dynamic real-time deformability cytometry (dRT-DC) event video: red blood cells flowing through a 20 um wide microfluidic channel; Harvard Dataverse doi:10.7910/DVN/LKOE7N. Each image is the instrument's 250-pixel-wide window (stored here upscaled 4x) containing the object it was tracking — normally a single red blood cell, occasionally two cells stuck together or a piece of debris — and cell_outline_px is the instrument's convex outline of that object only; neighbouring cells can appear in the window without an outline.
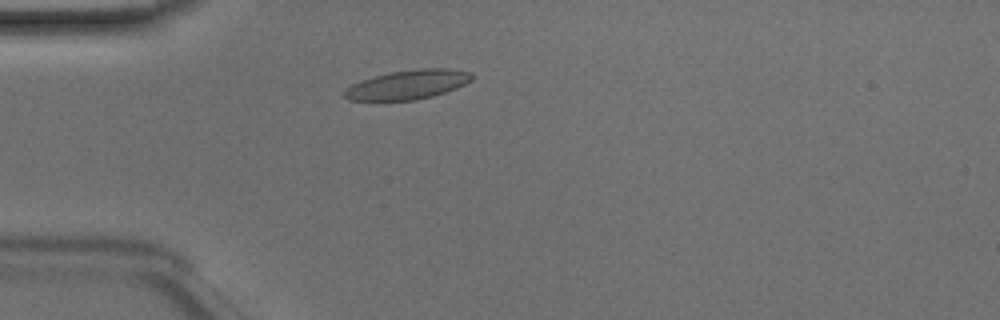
{"species": "Egyptian fruit bat (a non-hibernating species)", "species_latin": "Rousettus aegyptiacus", "temperature_condition": "room temperature", "stored_images_in_passage": 44, "camera_frame_rate_fps": 3000, "um_per_image_px": 0.085, "animal": {"sex": "male"}, "frame": {"image": 1, "passage_image": 9, "time_ms": 2.667, "image_size_px": [1000, 320], "cell_outline_px": [[476, 76], [472, 80], [456, 88], [432, 96], [416, 100], [348, 100], [344, 96], [344, 88], [360, 80], [392, 72], [420, 68], [448, 68], [468, 72]], "centroid_in_image_um": [34.66, 7.19], "position_along_channel_um": 50.3, "area_um2": 21.62}}
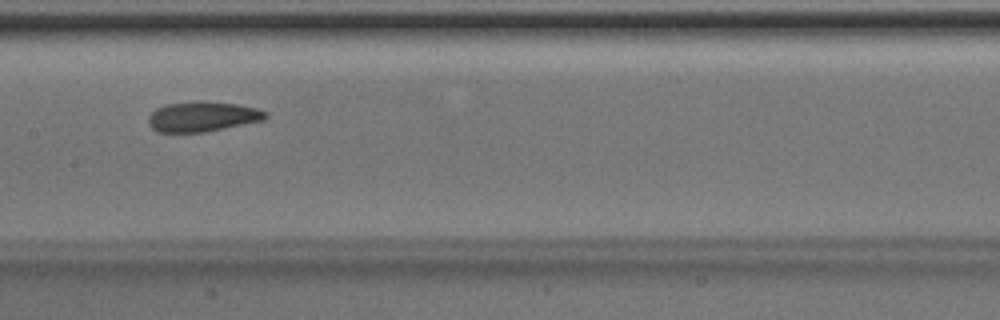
{"frame": {"image": 2, "passage_image": 20, "time_ms": 6.333, "image_size_px": [1000, 320], "cell_outline_px": [[268, 116], [264, 120], [204, 132], [156, 132], [148, 124], [148, 116], [156, 108], [168, 104], [196, 100], [204, 100], [236, 104], [256, 108], [268, 112]], "centroid_in_image_um": [17.2, 9.9], "position_along_channel_um": 190.2, "area_um2": 20.69}}
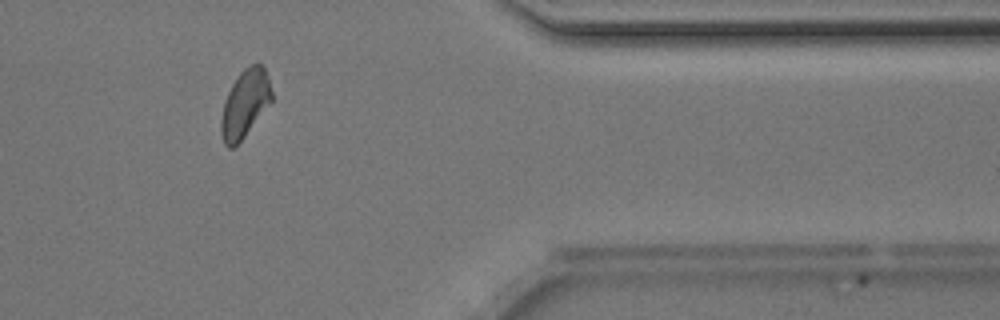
{"frame": {"image": 3, "passage_image": 36, "time_ms": 11.667, "image_size_px": [1000, 320], "cell_outline_px": [[272, 100], [244, 136], [232, 148], [228, 148], [224, 144], [220, 132], [220, 120], [224, 100], [232, 84], [240, 72], [244, 68], [252, 64], [260, 64], [264, 68], [272, 92]], "centroid_in_image_um": [20.78, 8.82], "position_along_channel_um": 390.6, "area_um2": 19.59}, "authors_computed_cell_mechanics": {"area_um2": 20.4034, "velocity_mm_per_s": 4.1362, "shape_relaxation_time_tau1_ms": 5.462, "shape_relaxation_time_tau2_ms": 1.9576, "deformation_change_tau1": 0.1218, "deformation_change_tau2": 0.0783}}